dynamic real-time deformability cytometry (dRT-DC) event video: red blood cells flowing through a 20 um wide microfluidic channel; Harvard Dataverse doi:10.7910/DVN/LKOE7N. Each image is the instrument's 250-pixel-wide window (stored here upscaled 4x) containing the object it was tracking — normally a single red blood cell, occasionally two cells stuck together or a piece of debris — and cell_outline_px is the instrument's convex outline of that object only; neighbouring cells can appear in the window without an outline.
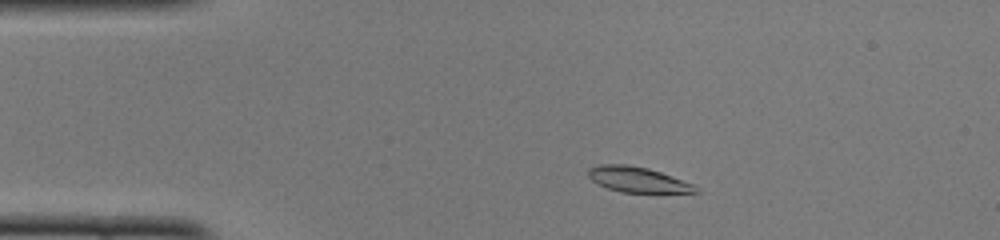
{"species": "common noctule bat (a hibernating species)", "species_latin": "Nyctalus noctula", "temperature_condition": "cold", "stored_images_in_passage": 43, "camera_frame_rate_fps": 3000, "um_per_image_px": 0.085, "animal": {"sex": "female", "body_mass_g": 22.0, "forearm_length_mm": 56.7}, "frame": {"image": 1, "passage_image": 2, "time_ms": 0.333, "image_size_px": [1000, 240], "cell_outline_px": [[700, 192], [624, 192], [608, 188], [596, 184], [588, 176], [588, 168], [600, 164], [628, 164], [648, 168], [660, 172], [692, 184]], "centroid_in_image_um": [54.12, 15.25], "position_along_channel_um": 30.9, "area_um2": 15.61}}
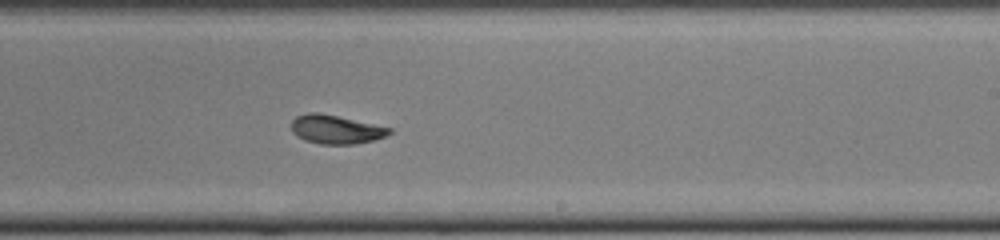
{"frame": {"image": 2, "passage_image": 23, "time_ms": 7.333, "image_size_px": [1000, 240], "cell_outline_px": [[392, 132], [384, 136], [372, 140], [356, 144], [320, 144], [304, 140], [292, 132], [292, 120], [296, 116], [308, 112], [316, 112], [336, 116], [392, 128]], "centroid_in_image_um": [28.52, 11.0], "position_along_channel_um": 260.5, "area_um2": 16.18}}
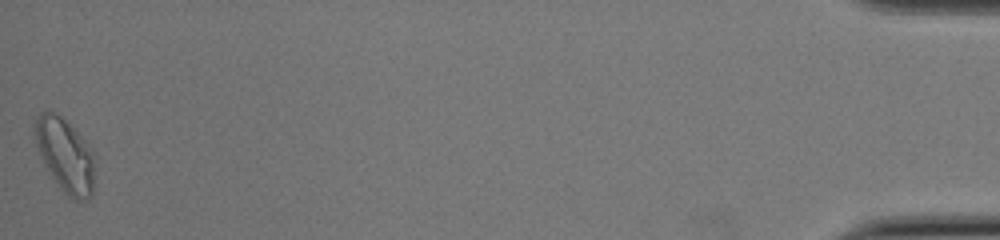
{"frame": {"image": 3, "passage_image": 43, "time_ms": 14.0, "image_size_px": [1000, 240], "cell_outline_px": [[96, 152], [92, 196], [88, 200], [72, 200], [60, 188], [52, 176], [36, 144], [32, 132], [32, 124], [40, 112], [52, 112], [60, 116]], "centroid_in_image_um": [5.57, 13.21], "position_along_channel_um": 429.6, "area_um2": 25.72}, "authors_computed_cell_mechanics": {"area_um2": 16.5886, "velocity_mm_per_s": 3.9651, "shape_relaxation_time_tau1_ms": 2.7057, "shape_relaxation_time_tau2_ms": 5.4912, "deformation_change_tau1": 0.1437, "deformation_change_tau2": 0.066}}